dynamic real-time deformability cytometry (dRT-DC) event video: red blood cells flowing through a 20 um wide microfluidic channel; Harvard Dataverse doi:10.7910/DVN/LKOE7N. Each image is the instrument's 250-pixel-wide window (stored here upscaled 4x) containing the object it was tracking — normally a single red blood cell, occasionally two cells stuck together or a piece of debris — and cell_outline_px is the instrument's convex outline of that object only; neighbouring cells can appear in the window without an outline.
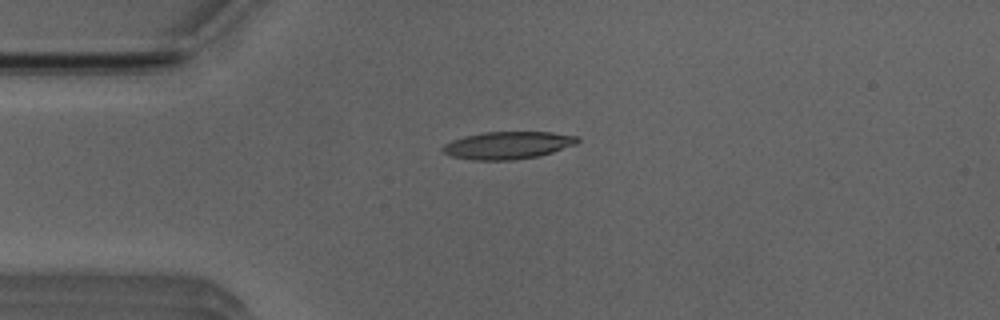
{"species": "Egyptian fruit bat (a non-hibernating species)", "species_latin": "Rousettus aegyptiacus", "temperature_condition": "room temperature", "stored_images_in_passage": 40, "camera_frame_rate_fps": 3000, "um_per_image_px": 0.085, "animal": {"sex": "male"}, "frame": {"image": 1, "passage_image": 1, "time_ms": 0.0, "image_size_px": [1000, 320], "cell_outline_px": [[580, 140], [576, 144], [552, 152], [536, 156], [512, 160], [472, 160], [452, 156], [444, 152], [440, 148], [444, 144], [452, 140], [464, 136], [484, 132], [552, 132], [580, 136]], "centroid_in_image_um": [43.16, 12.34], "position_along_channel_um": 41.8, "area_um2": 21.56}}
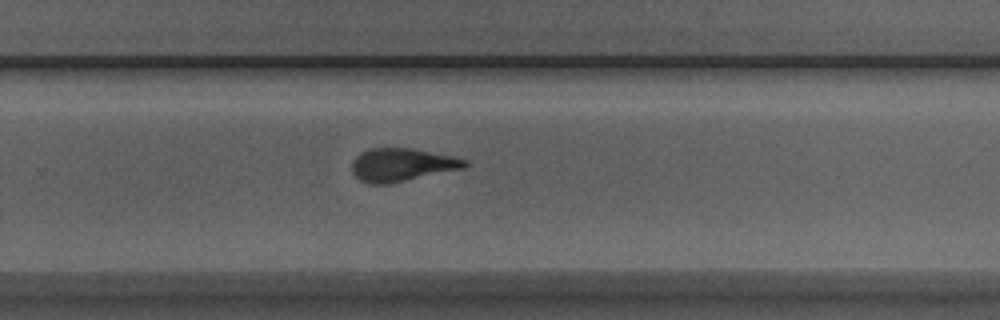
{"frame": {"image": 2, "passage_image": 22, "time_ms": 7.0, "image_size_px": [1000, 320], "cell_outline_px": [[468, 164], [464, 168], [388, 184], [368, 184], [360, 180], [352, 172], [352, 160], [360, 152], [368, 148], [412, 148], [452, 156], [468, 160]], "centroid_in_image_um": [34.13, 14.0], "position_along_channel_um": 295.7, "area_um2": 21.79}}
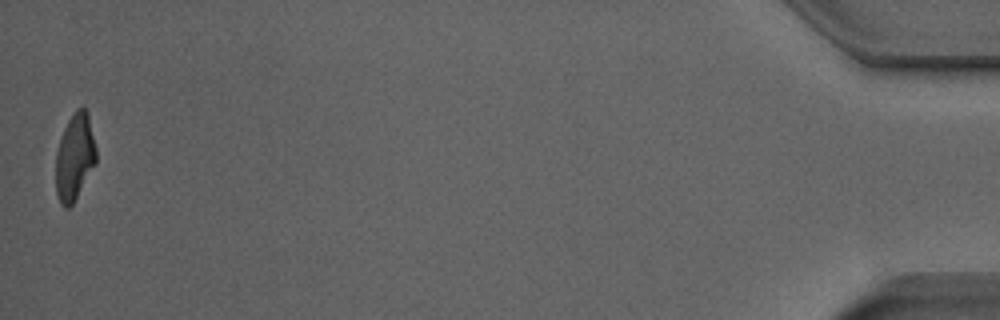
{"frame": {"image": 3, "passage_image": 40, "time_ms": 13.0, "image_size_px": [1000, 320], "cell_outline_px": [[96, 164], [72, 204], [68, 208], [64, 208], [60, 204], [56, 192], [56, 152], [64, 128], [68, 120], [76, 108], [84, 108], [88, 112], [96, 148]], "centroid_in_image_um": [6.35, 13.35], "position_along_channel_um": 428.8, "area_um2": 20.35}, "authors_computed_cell_mechanics": {"area_um2": 21.7906, "velocity_mm_per_s": 3.92, "shape_relaxation_time_tau1_ms": 4.8155, "shape_relaxation_time_tau2_ms": 1.7507, "deformation_change_tau1": 0.211, "deformation_change_tau2": 0.1272}}